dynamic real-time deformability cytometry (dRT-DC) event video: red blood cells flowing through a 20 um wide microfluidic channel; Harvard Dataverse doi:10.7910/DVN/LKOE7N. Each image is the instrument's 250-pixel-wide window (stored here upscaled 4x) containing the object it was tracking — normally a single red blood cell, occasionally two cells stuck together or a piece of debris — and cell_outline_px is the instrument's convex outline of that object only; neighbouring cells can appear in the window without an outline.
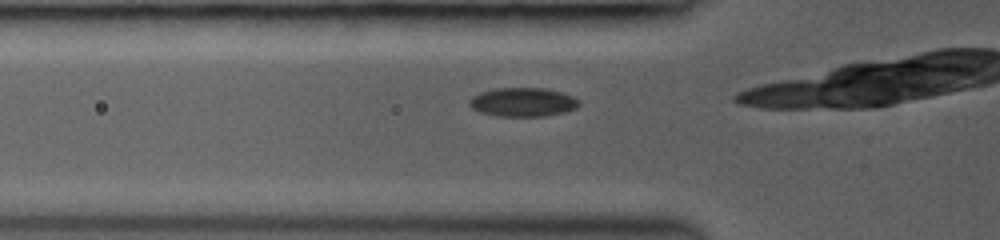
{"species": "common noctule bat (a hibernating species)", "species_latin": "Nyctalus noctula", "temperature_condition": "room temperature", "stored_images_in_passage": 5, "camera_frame_rate_fps": 3000, "um_per_image_px": 0.085, "animal": {"sex": "female", "body_mass_g": 19.0, "forearm_length_mm": 53.3}, "frame": {"image": 1, "passage_image": 4, "time_ms": 1.333, "image_size_px": [1000, 240], "cell_outline_px": [[580, 104], [576, 108], [564, 112], [544, 116], [496, 116], [480, 112], [472, 108], [468, 104], [468, 100], [472, 96], [480, 92], [496, 88], [548, 88], [572, 96], [580, 100]], "centroid_in_image_um": [44.43, 8.68], "position_along_channel_um": 81.4, "area_um2": 18.55}}